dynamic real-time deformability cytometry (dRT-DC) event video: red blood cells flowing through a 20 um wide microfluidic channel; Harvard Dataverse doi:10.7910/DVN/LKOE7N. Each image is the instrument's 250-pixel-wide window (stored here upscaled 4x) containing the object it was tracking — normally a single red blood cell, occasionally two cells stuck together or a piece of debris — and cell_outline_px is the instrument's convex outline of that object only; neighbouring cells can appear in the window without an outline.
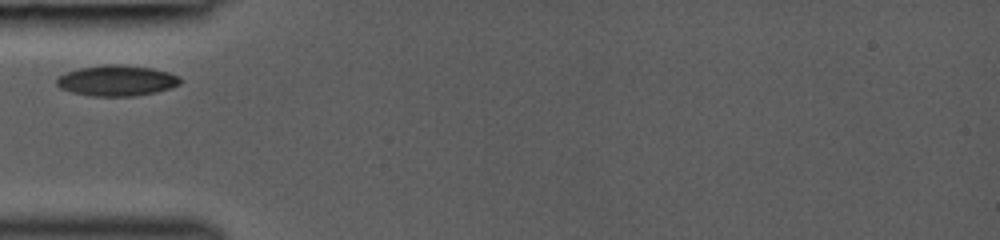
{"species": "common noctule bat (a hibernating species)", "species_latin": "Nyctalus noctula", "temperature_condition": "room temperature", "stored_images_in_passage": 34, "camera_frame_rate_fps": 3000, "um_per_image_px": 0.085, "animal": {"sex": "female", "body_mass_g": 19.0, "forearm_length_mm": 53.3}, "frame": {"image": 1, "passage_image": 1, "time_ms": 0.0, "image_size_px": [1000, 240], "cell_outline_px": [[180, 84], [156, 92], [136, 96], [92, 96], [72, 92], [60, 88], [56, 84], [56, 76], [80, 68], [108, 64], [120, 64], [152, 68], [168, 72], [180, 76]], "centroid_in_image_um": [9.91, 6.85], "position_along_channel_um": 75.1, "area_um2": 22.08}}
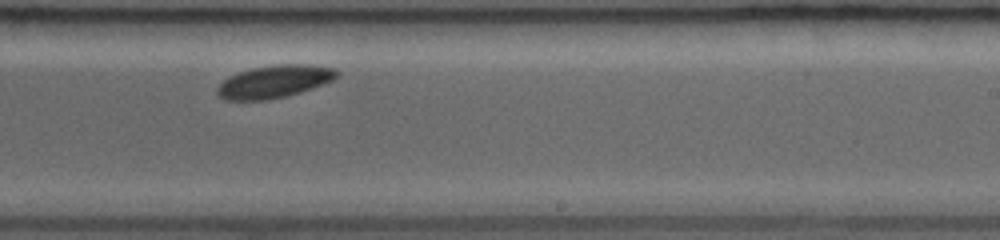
{"frame": {"image": 2, "passage_image": 20, "time_ms": 4.667, "image_size_px": [1000, 240], "cell_outline_px": [[340, 72], [332, 80], [324, 84], [300, 92], [268, 100], [224, 100], [216, 92], [216, 88], [228, 76], [252, 68], [276, 64], [308, 64], [336, 68]], "centroid_in_image_um": [23.32, 6.92], "position_along_channel_um": 265.7, "area_um2": 22.72}}
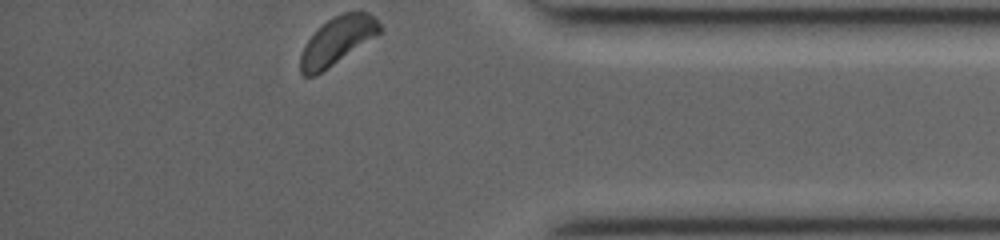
{"frame": {"image": 3, "passage_image": 34, "time_ms": 8.333, "image_size_px": [1000, 240], "cell_outline_px": [[380, 32], [316, 76], [304, 76], [300, 72], [300, 56], [308, 40], [332, 16], [344, 12], [368, 12], [380, 24]], "centroid_in_image_um": [28.63, 3.47], "position_along_channel_um": 406.6, "area_um2": 21.21}}